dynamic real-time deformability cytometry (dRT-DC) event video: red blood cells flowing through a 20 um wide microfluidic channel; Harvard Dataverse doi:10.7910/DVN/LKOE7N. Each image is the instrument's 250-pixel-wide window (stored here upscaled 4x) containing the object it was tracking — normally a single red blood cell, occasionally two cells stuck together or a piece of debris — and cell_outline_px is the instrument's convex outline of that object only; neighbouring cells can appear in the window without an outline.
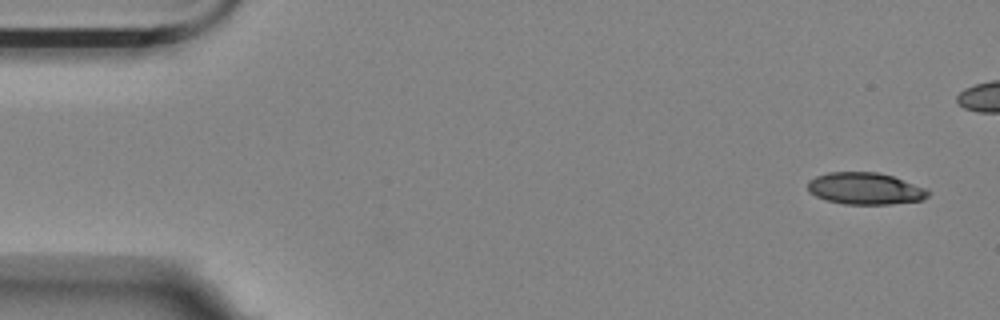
{"species": "Egyptian fruit bat (a non-hibernating species)", "species_latin": "Rousettus aegyptiacus", "temperature_condition": "room temperature", "stored_images_in_passage": 2, "camera_frame_rate_fps": 3000, "um_per_image_px": 0.085, "animal": {"sex": "female"}, "frame": {"image": 1, "passage_image": 2, "time_ms": 0.333, "image_size_px": [1000, 320], "cell_outline_px": [[932, 192], [924, 200], [892, 204], [844, 204], [828, 200], [816, 196], [808, 192], [808, 180], [816, 176], [828, 172], [876, 172], [892, 176], [928, 188]], "centroid_in_image_um": [73.58, 16.03], "position_along_channel_um": 11.4, "area_um2": 22.54}}